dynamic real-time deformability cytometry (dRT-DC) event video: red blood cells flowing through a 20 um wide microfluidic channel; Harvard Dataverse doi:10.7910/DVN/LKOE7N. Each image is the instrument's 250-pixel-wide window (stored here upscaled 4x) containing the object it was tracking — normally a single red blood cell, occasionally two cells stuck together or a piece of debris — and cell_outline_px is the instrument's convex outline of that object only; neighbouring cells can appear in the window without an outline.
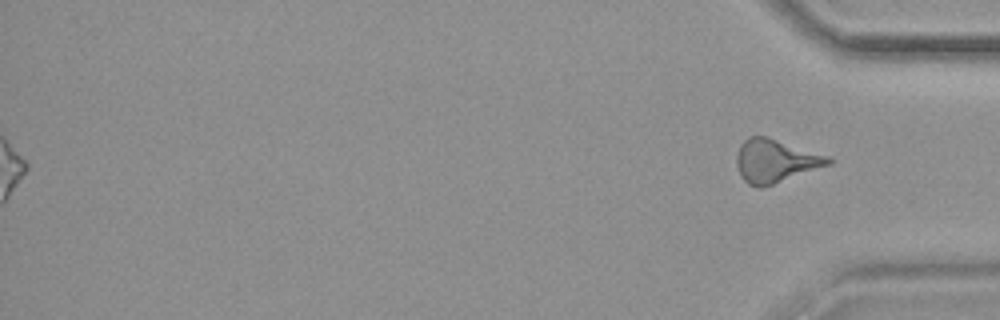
{"species": "common noctule bat (a hibernating species)", "species_latin": "Nyctalus noctula", "temperature_condition": "warm", "stored_images_in_passage": 32, "segment_of_instrument_passage": [2, 2], "camera_frame_rate_fps": 3000, "um_per_image_px": 0.085, "animal": {"sex": "female", "body_mass_g": 19.9}, "frame": {"image": 1, "passage_image": 32, "time_ms": 10.333, "image_size_px": [1000, 320], "cell_outline_px": [[832, 164], [760, 188], [748, 184], [740, 176], [736, 164], [736, 156], [740, 144], [748, 136], [768, 136], [828, 156], [832, 160]], "centroid_in_image_um": [65.88, 13.66], "position_along_channel_um": 369.3, "area_um2": 23.06}}